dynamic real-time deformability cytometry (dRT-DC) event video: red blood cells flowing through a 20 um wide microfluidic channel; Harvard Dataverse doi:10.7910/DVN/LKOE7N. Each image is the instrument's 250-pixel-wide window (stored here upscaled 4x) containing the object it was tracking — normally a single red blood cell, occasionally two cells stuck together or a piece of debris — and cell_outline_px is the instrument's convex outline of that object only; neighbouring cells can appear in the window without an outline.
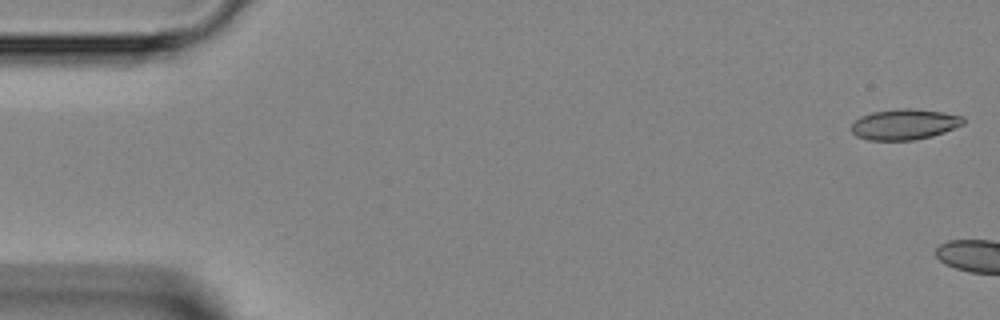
{"species": "Egyptian fruit bat (a non-hibernating species)", "species_latin": "Rousettus aegyptiacus", "temperature_condition": "room temperature", "stored_images_in_passage": 4, "camera_frame_rate_fps": 3000, "um_per_image_px": 0.085, "animal": {"sex": "female"}, "frame": {"image": 1, "passage_image": 1, "time_ms": 0.0, "image_size_px": [1000, 320], "cell_outline_px": [[964, 124], [944, 132], [932, 136], [916, 140], [868, 140], [856, 136], [852, 132], [852, 124], [860, 116], [872, 112], [896, 108], [912, 108], [944, 112], [964, 116]], "centroid_in_image_um": [76.89, 10.56], "position_along_channel_um": 8.1, "area_um2": 20.17}}